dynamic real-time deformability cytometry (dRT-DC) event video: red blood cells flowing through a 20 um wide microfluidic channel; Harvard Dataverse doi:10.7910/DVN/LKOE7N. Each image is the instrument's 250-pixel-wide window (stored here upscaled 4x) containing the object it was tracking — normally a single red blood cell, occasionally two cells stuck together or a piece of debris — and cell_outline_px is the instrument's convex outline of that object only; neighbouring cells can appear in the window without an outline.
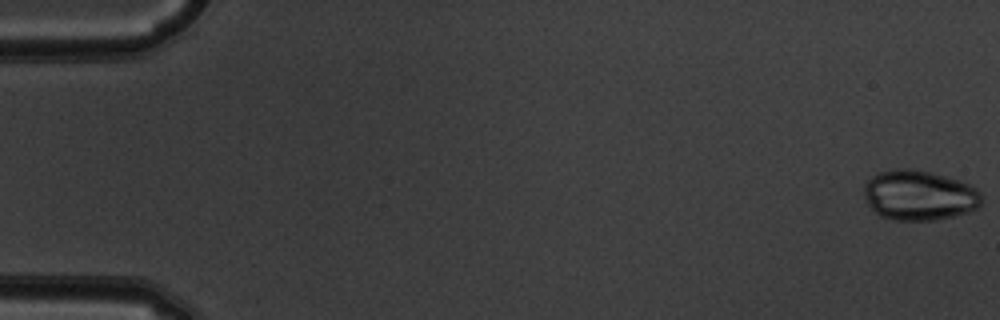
{"species": "common noctule bat (a hibernating species)", "species_latin": "Nyctalus noctula", "temperature_condition": "warm", "stored_images_in_passage": 53, "camera_frame_rate_fps": 3000, "um_per_image_px": 0.085, "animal": {"sex": "male", "body_mass_g": 19.5, "forearm_length_mm": 54.6}, "frame": {"image": 1, "passage_image": 1, "time_ms": 0.0, "image_size_px": [1000, 320], "cell_outline_px": [[980, 204], [976, 208], [968, 212], [952, 216], [932, 220], [892, 220], [880, 216], [868, 204], [864, 196], [864, 184], [872, 176], [880, 172], [900, 168], [904, 168], [932, 172], [960, 180], [976, 188], [980, 192]], "centroid_in_image_um": [78.11, 16.6], "position_along_channel_um": 6.9, "area_um2": 34.16}}
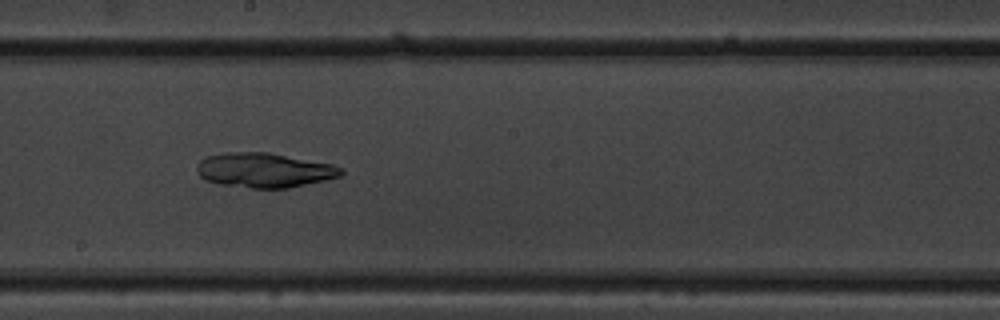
{"frame": {"image": 2, "passage_image": 30, "time_ms": 9.667, "image_size_px": [1000, 320], "cell_outline_px": [[344, 172], [340, 176], [324, 180], [288, 188], [252, 188], [220, 184], [204, 180], [196, 172], [196, 164], [204, 156], [224, 152], [268, 152], [332, 164], [344, 168]], "centroid_in_image_um": [22.42, 14.46], "position_along_channel_um": 225.8, "area_um2": 29.3}}
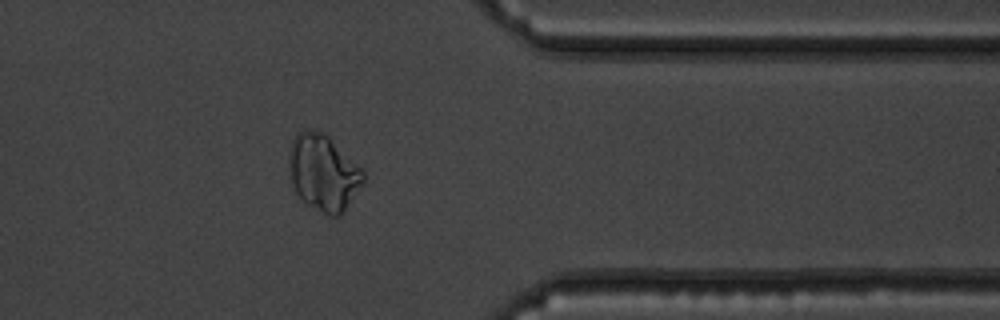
{"frame": {"image": 3, "passage_image": 43, "time_ms": 14.0, "image_size_px": [1000, 320], "cell_outline_px": [[364, 184], [344, 212], [340, 216], [328, 216], [308, 204], [296, 192], [292, 184], [292, 140], [296, 132], [304, 128], [320, 132], [328, 136], [364, 168]], "centroid_in_image_um": [27.58, 14.69], "position_along_channel_um": 383.8, "area_um2": 32.71}}